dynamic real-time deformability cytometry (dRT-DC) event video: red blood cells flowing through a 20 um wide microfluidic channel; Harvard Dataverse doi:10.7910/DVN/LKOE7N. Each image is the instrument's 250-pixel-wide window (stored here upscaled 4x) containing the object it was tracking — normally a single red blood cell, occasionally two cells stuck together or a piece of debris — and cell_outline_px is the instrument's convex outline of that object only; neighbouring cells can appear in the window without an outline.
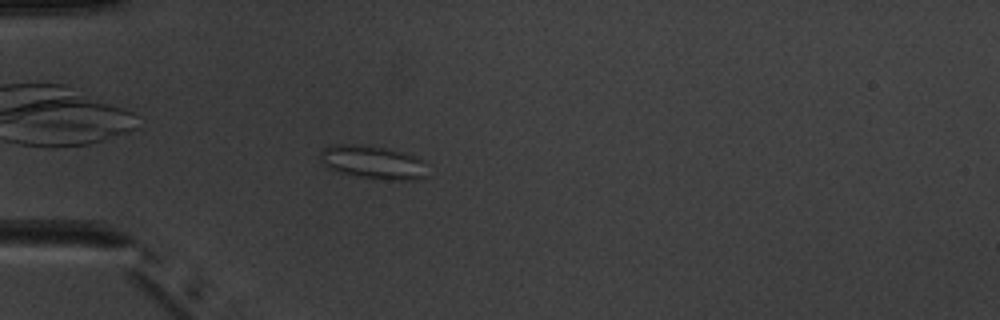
{"species": "common noctule bat (a hibernating species)", "species_latin": "Nyctalus noctula", "temperature_condition": "warm", "stored_images_in_passage": 6, "camera_frame_rate_fps": 3000, "um_per_image_px": 0.085, "animal": {"sex": "male", "body_mass_g": 20.1, "forearm_length_mm": 53.5}, "frame": {"image": 1, "passage_image": 5, "time_ms": 4.667, "image_size_px": [1000, 320], "cell_outline_px": [[428, 176], [416, 180], [384, 180], [360, 176], [340, 172], [324, 164], [320, 160], [320, 152], [324, 148], [332, 144], [364, 144], [404, 152], [420, 156], [424, 160]], "centroid_in_image_um": [31.78, 13.78], "position_along_channel_um": 53.2, "area_um2": 21.1}}